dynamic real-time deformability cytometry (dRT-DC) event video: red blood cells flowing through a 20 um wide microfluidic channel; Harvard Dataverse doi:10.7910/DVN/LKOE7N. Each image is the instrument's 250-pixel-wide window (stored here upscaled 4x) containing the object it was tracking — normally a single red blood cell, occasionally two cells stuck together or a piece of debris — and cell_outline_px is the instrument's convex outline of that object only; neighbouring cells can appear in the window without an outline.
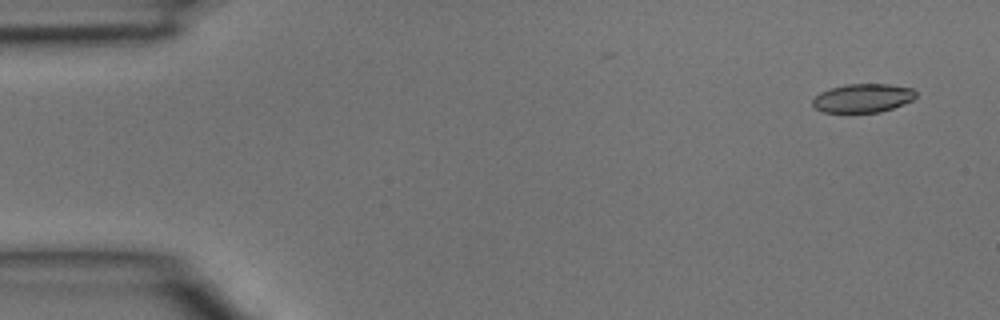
{"species": "common noctule bat (a hibernating species)", "species_latin": "Nyctalus noctula", "temperature_condition": "room temperature", "stored_images_in_passage": 4, "camera_frame_rate_fps": 3000, "um_per_image_px": 0.085, "animal": {"sex": "male", "body_mass_g": 15.6}, "frame": {"image": 1, "passage_image": 1, "time_ms": 0.0, "image_size_px": [1000, 320], "cell_outline_px": [[916, 96], [912, 100], [892, 108], [880, 112], [824, 112], [816, 108], [812, 104], [812, 100], [820, 92], [844, 84], [888, 84], [912, 88], [916, 92]], "centroid_in_image_um": [73.34, 8.33], "position_along_channel_um": 11.7, "area_um2": 17.11}}
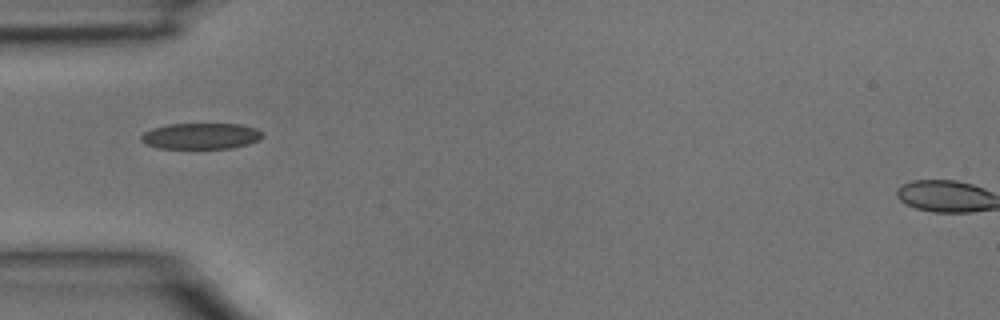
{"frame": {"image": 2, "passage_image": 4, "time_ms": 1.0, "image_size_px": [1000, 320], "cell_outline_px": [[264, 136], [260, 140], [248, 144], [232, 148], [156, 148], [144, 144], [140, 140], [140, 136], [144, 132], [152, 128], [168, 124], [240, 124], [256, 128]], "centroid_in_image_um": [17.05, 11.56], "position_along_channel_um": 67.9, "area_um2": 18.55}}